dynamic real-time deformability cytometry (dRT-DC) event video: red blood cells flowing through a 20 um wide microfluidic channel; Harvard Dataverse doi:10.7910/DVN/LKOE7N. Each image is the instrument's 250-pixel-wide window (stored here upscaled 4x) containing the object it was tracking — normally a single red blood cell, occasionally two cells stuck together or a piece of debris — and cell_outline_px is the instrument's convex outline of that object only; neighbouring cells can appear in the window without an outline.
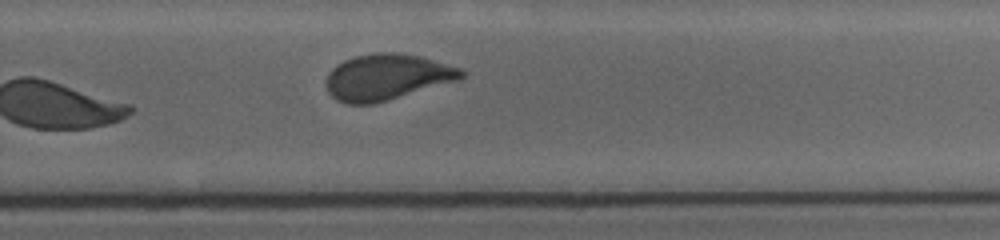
{"species": "human", "species_latin": "Homo sapiens", "temperature_condition": "cold", "stored_images_in_passage": 25, "camera_frame_rate_fps": 3000, "um_per_image_px": 0.085, "donor": {"sex": "female"}, "frame": {"image": 1, "passage_image": 25, "time_ms": 8.333, "image_size_px": [1000, 240], "cell_outline_px": [[468, 72], [460, 80], [372, 104], [348, 104], [336, 100], [328, 92], [328, 72], [336, 64], [344, 60], [356, 56], [376, 52], [400, 52], [420, 56], [464, 68]], "centroid_in_image_um": [32.95, 6.53], "position_along_channel_um": 296.9, "area_um2": 36.41}}